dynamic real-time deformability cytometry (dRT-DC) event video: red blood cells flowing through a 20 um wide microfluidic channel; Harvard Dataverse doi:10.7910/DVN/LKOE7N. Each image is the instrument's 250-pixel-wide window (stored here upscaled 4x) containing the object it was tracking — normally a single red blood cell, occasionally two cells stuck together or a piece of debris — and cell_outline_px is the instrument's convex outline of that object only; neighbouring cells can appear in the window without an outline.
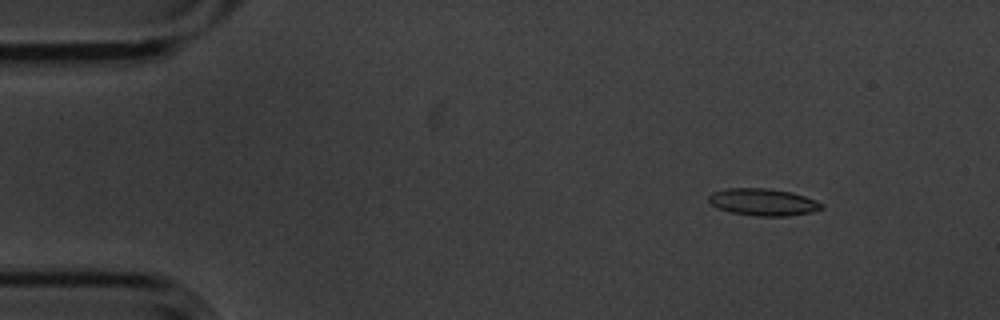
{"species": "common noctule bat (a hibernating species)", "species_latin": "Nyctalus noctula", "temperature_condition": "cold", "stored_images_in_passage": 9, "camera_frame_rate_fps": 3000, "um_per_image_px": 0.085, "animal": {"sex": "male", "body_mass_g": 20.1, "forearm_length_mm": 53.5}, "frame": {"image": 1, "passage_image": 2, "time_ms": 0.333, "image_size_px": [1000, 320], "cell_outline_px": [[824, 208], [812, 212], [788, 216], [756, 216], [732, 212], [716, 208], [708, 200], [708, 196], [712, 192], [728, 188], [768, 188], [792, 192], [816, 200], [824, 204]], "centroid_in_image_um": [64.88, 17.17], "position_along_channel_um": 20.1, "area_um2": 17.92}}
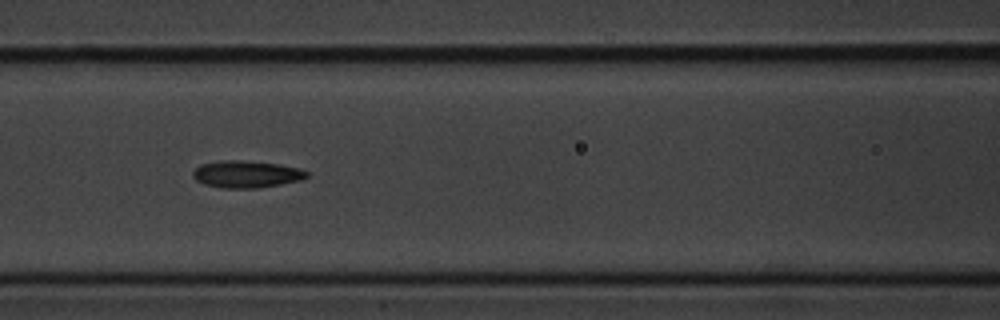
{"frame": {"image": 2, "passage_image": 7, "time_ms": 2.0, "image_size_px": [1000, 320], "cell_outline_px": [[308, 176], [300, 180], [260, 188], [220, 188], [204, 184], [196, 180], [192, 176], [192, 172], [200, 164], [224, 160], [240, 160], [276, 164], [300, 168], [308, 172]], "centroid_in_image_um": [20.92, 14.81], "position_along_channel_um": 145.7, "area_um2": 17.92}}
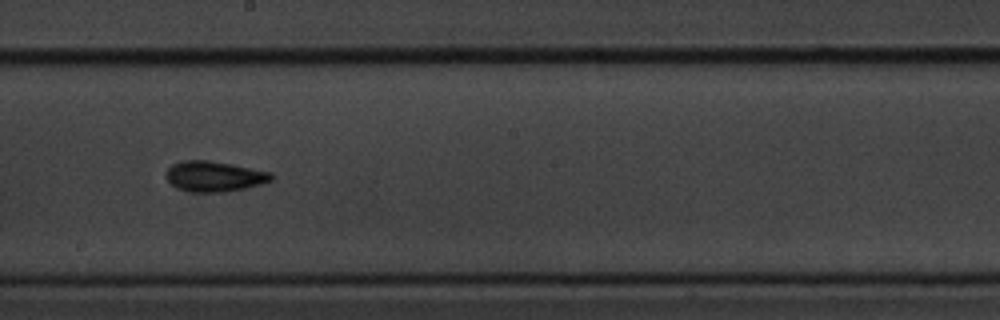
{"frame": {"image": 3, "passage_image": 9, "time_ms": 2.667, "image_size_px": [1000, 320], "cell_outline_px": [[272, 180], [260, 184], [244, 188], [224, 192], [192, 192], [176, 188], [164, 176], [164, 172], [172, 164], [184, 160], [208, 160], [232, 164], [272, 172]], "centroid_in_image_um": [18.17, 14.98], "position_along_channel_um": 230.0, "area_um2": 18.73}}